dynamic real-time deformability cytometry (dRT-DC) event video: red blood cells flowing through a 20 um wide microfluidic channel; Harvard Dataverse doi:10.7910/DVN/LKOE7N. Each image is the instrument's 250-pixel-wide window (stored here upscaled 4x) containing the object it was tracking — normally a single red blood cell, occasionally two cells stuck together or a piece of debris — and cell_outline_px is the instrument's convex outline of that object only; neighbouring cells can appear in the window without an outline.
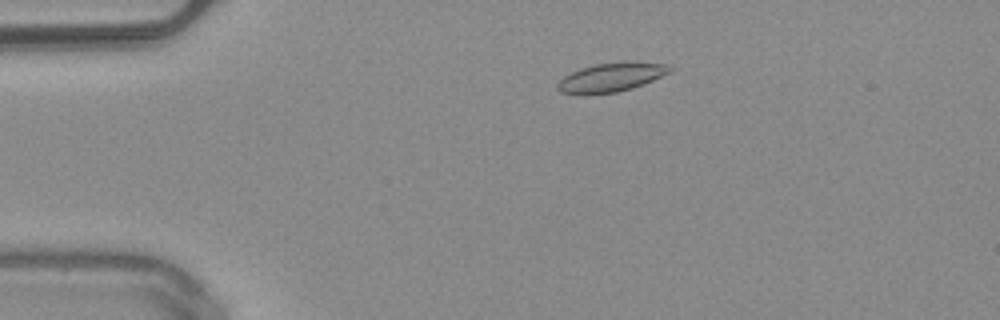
{"species": "common noctule bat (a hibernating species)", "species_latin": "Nyctalus noctula", "temperature_condition": "warm", "stored_images_in_passage": 49, "camera_frame_rate_fps": 3000, "um_per_image_px": 0.085, "animal": {"sex": "male", "body_mass_g": 20.4}, "frame": {"image": 1, "passage_image": 9, "time_ms": 2.667, "image_size_px": [1000, 320], "cell_outline_px": [[672, 72], [644, 84], [632, 88], [616, 92], [560, 92], [556, 88], [556, 84], [564, 76], [580, 68], [596, 64], [624, 60], [668, 64], [672, 68]], "centroid_in_image_um": [52.04, 6.51], "position_along_channel_um": 33.0, "area_um2": 18.73}}
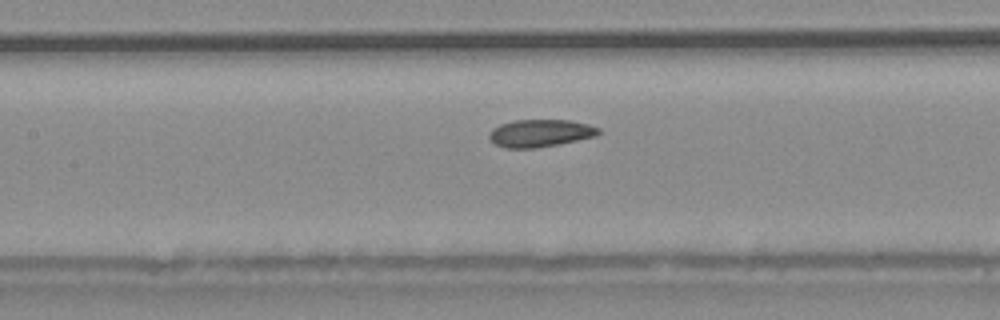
{"frame": {"image": 2, "passage_image": 22, "time_ms": 7.0, "image_size_px": [1000, 320], "cell_outline_px": [[600, 132], [596, 136], [560, 144], [536, 148], [504, 148], [496, 144], [488, 136], [488, 132], [492, 128], [500, 124], [516, 120], [568, 120], [588, 124], [600, 128]], "centroid_in_image_um": [45.91, 11.32], "position_along_channel_um": 161.5, "area_um2": 17.57}}
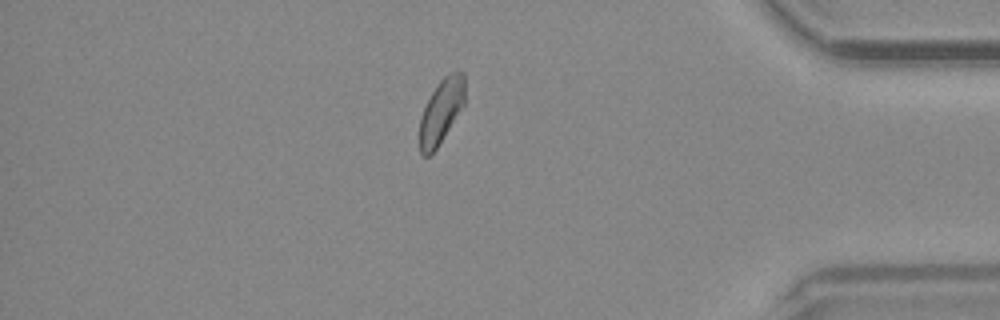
{"frame": {"image": 3, "passage_image": 42, "time_ms": 13.667, "image_size_px": [1000, 320], "cell_outline_px": [[464, 104], [436, 148], [428, 156], [420, 156], [420, 116], [436, 84], [448, 72], [456, 68], [464, 72]], "centroid_in_image_um": [37.51, 9.38], "position_along_channel_um": 397.7, "area_um2": 16.88}, "authors_computed_cell_mechanics": {"area_um2": 17.9758, "velocity_mm_per_s": 4.0292, "shape_relaxation_time_tau1_ms": 8.2762, "shape_relaxation_time_tau2_ms": 5.4913, "deformation_change_tau1": 0.1178, "deformation_change_tau2": 0.1119}}